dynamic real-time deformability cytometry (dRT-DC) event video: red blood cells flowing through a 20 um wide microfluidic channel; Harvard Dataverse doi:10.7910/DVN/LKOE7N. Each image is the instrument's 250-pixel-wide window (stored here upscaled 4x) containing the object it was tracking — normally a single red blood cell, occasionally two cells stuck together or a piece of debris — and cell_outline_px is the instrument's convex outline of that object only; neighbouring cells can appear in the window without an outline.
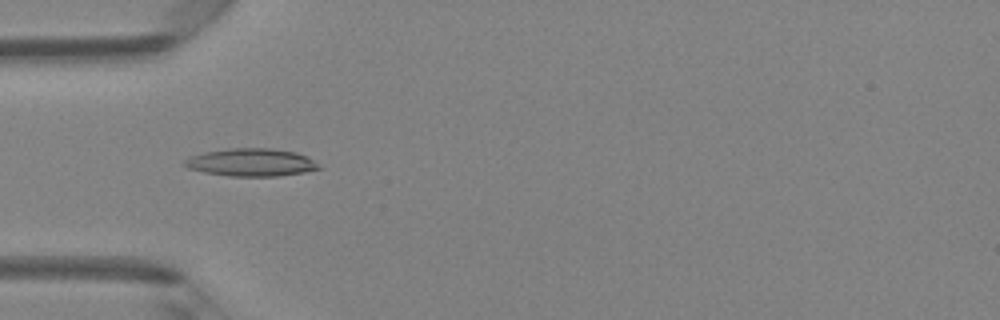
{"species": "Egyptian fruit bat (a non-hibernating species)", "species_latin": "Rousettus aegyptiacus", "temperature_condition": "room temperature", "stored_images_in_passage": 33, "camera_frame_rate_fps": 3000, "um_per_image_px": 0.085, "animal": {"sex": "female"}, "frame": {"image": 1, "passage_image": 1, "time_ms": 0.0, "image_size_px": [1000, 320], "cell_outline_px": [[324, 168], [304, 172], [276, 176], [228, 176], [204, 172], [188, 168], [180, 164], [188, 156], [204, 152], [228, 148], [272, 148], [296, 152], [312, 160]], "centroid_in_image_um": [21.29, 13.8], "position_along_channel_um": 63.7, "area_um2": 21.85}}
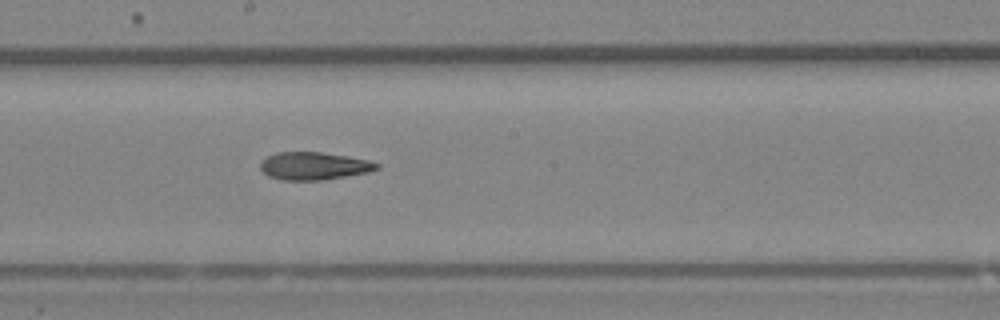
{"frame": {"image": 2, "passage_image": 12, "time_ms": 3.667, "image_size_px": [1000, 320], "cell_outline_px": [[380, 168], [368, 172], [320, 180], [284, 180], [268, 176], [260, 168], [260, 160], [276, 152], [320, 152], [348, 156], [368, 160], [380, 164]], "centroid_in_image_um": [26.66, 14.09], "position_along_channel_um": 221.5, "area_um2": 18.73}}
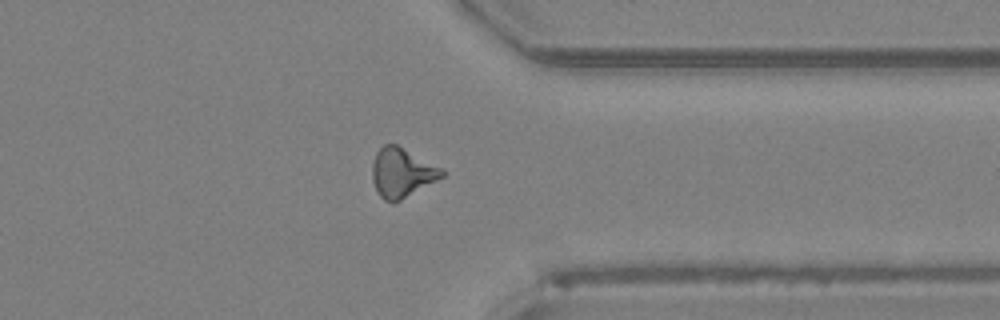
{"frame": {"image": 3, "passage_image": 23, "time_ms": 7.333, "image_size_px": [1000, 320], "cell_outline_px": [[444, 176], [400, 200], [384, 200], [380, 196], [372, 180], [372, 164], [376, 152], [384, 144], [396, 144], [440, 168], [444, 172]], "centroid_in_image_um": [34.12, 14.66], "position_along_channel_um": 377.3, "area_um2": 19.36}, "authors_computed_cell_mechanics": {"area_um2": 19.074, "velocity_mm_per_s": 4.3488, "shape_relaxation_time_tau1_ms": null, "shape_relaxation_time_tau2_ms": 5.2328, "deformation_change_tau1": null, "deformation_change_tau2": 0.1644}}